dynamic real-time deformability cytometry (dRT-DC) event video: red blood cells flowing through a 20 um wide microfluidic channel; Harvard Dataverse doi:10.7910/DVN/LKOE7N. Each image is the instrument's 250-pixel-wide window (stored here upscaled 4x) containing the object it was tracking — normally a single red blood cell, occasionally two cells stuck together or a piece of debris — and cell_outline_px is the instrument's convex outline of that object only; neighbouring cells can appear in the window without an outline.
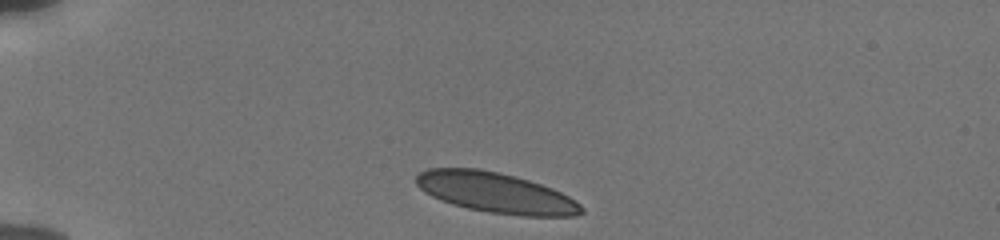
{"species": "human", "species_latin": "Homo sapiens", "temperature_condition": "cold", "stored_images_in_passage": 35, "camera_frame_rate_fps": 3000, "um_per_image_px": 0.085, "donor": {"sex": "male"}, "frame": {"image": 1, "passage_image": 1, "time_ms": 0.0, "image_size_px": [1000, 240], "cell_outline_px": [[584, 212], [576, 216], [524, 216], [488, 212], [468, 208], [452, 204], [440, 200], [424, 192], [416, 184], [416, 176], [420, 172], [428, 168], [480, 168], [528, 180], [552, 188], [568, 196], [580, 204], [584, 208]], "centroid_in_image_um": [42.13, 16.38], "position_along_channel_um": 42.9, "area_um2": 38.67}}
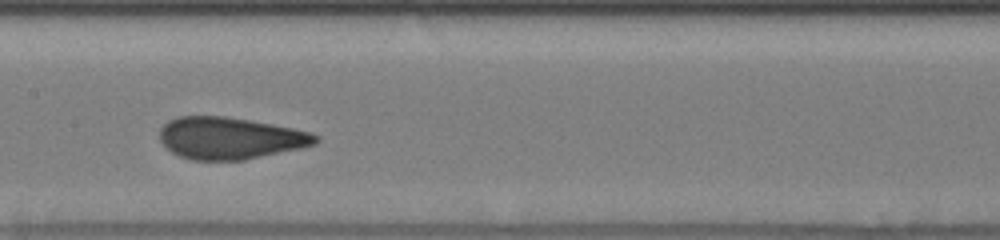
{"frame": {"image": 2, "passage_image": 16, "time_ms": 5.0, "image_size_px": [1000, 240], "cell_outline_px": [[320, 140], [316, 144], [304, 148], [244, 160], [192, 160], [180, 156], [172, 152], [160, 140], [160, 128], [168, 120], [180, 116], [224, 116], [272, 124], [312, 132], [320, 136]], "centroid_in_image_um": [19.6, 11.75], "position_along_channel_um": 187.8, "area_um2": 38.26}}
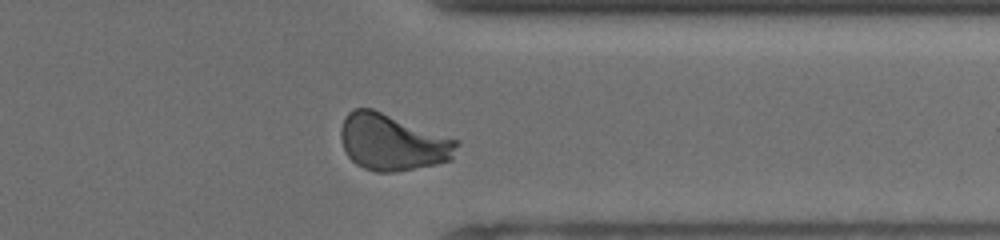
{"frame": {"image": 3, "passage_image": 31, "time_ms": 10.0, "image_size_px": [1000, 240], "cell_outline_px": [[460, 144], [452, 160], [436, 164], [392, 172], [376, 172], [364, 168], [356, 164], [348, 156], [344, 148], [340, 136], [340, 128], [348, 112], [352, 108], [372, 108], [460, 140]], "centroid_in_image_um": [33.38, 12.08], "position_along_channel_um": 378.0, "area_um2": 38.32}, "authors_computed_cell_mechanics": {"area_um2": 38.0902, "velocity_mm_per_s": 3.8231, "shape_relaxation_time_tau1_ms": 3.766, "shape_relaxation_time_tau2_ms": null, "deformation_change_tau1": 0.1379, "deformation_change_tau2": null}}